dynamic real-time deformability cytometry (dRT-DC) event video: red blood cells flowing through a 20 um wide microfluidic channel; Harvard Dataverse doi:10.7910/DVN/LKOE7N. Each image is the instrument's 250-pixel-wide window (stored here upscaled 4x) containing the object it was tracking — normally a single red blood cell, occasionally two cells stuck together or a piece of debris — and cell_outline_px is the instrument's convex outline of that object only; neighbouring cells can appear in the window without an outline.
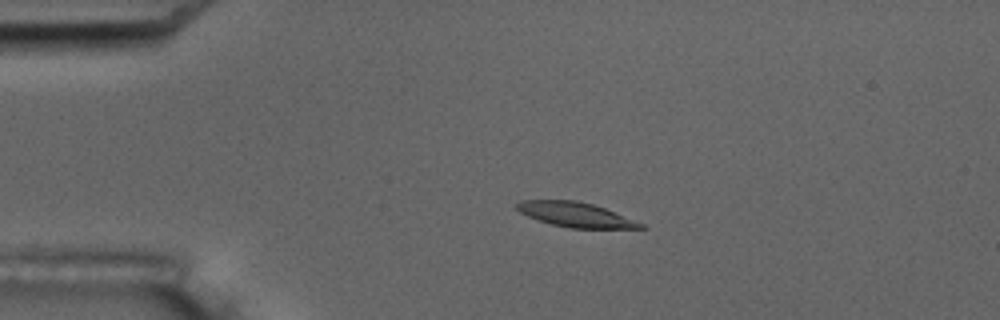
{"species": "common noctule bat (a hibernating species)", "species_latin": "Nyctalus noctula", "temperature_condition": "room temperature", "stored_images_in_passage": 5, "camera_frame_rate_fps": 3000, "um_per_image_px": 0.085, "animal": {"sex": "male", "body_mass_g": 17.5, "forearm_length_mm": 52.3}, "frame": {"image": 1, "passage_image": 1, "time_ms": 0.0, "image_size_px": [1000, 320], "cell_outline_px": [[648, 228], [568, 228], [552, 224], [528, 216], [520, 212], [516, 208], [516, 204], [520, 200], [576, 200], [592, 204], [604, 208], [644, 224]], "centroid_in_image_um": [48.91, 18.24], "position_along_channel_um": 36.1, "area_um2": 17.57}}